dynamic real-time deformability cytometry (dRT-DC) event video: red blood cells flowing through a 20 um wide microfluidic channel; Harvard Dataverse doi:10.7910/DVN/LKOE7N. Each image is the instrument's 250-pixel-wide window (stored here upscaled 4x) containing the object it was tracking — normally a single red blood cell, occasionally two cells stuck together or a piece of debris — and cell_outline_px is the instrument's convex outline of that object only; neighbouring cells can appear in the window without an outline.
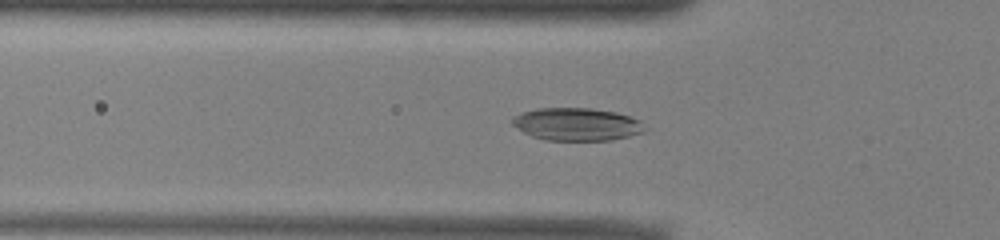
{"species": "common noctule bat (a hibernating species)", "species_latin": "Nyctalus noctula", "temperature_condition": "warm", "stored_images_in_passage": 52, "camera_frame_rate_fps": 3000, "um_per_image_px": 0.085, "animal": {"sex": "male", "body_mass_g": 13.0, "forearm_length_mm": 53.1}, "frame": {"image": 1, "passage_image": 17, "time_ms": 5.333, "image_size_px": [1000, 240], "cell_outline_px": [[648, 128], [644, 132], [612, 140], [544, 140], [532, 136], [524, 132], [512, 124], [512, 116], [536, 108], [592, 108], [616, 112], [640, 120]], "centroid_in_image_um": [49.05, 10.56], "position_along_channel_um": 76.7, "area_um2": 25.32}}
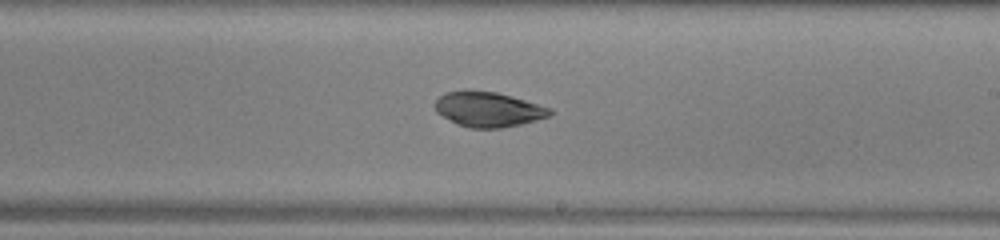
{"frame": {"image": 2, "passage_image": 30, "time_ms": 9.667, "image_size_px": [1000, 240], "cell_outline_px": [[552, 116], [520, 124], [500, 128], [472, 128], [456, 124], [436, 112], [432, 104], [444, 92], [464, 88], [472, 88], [496, 92], [512, 96], [552, 108]], "centroid_in_image_um": [41.45, 9.26], "position_along_channel_um": 247.5, "area_um2": 24.04}}
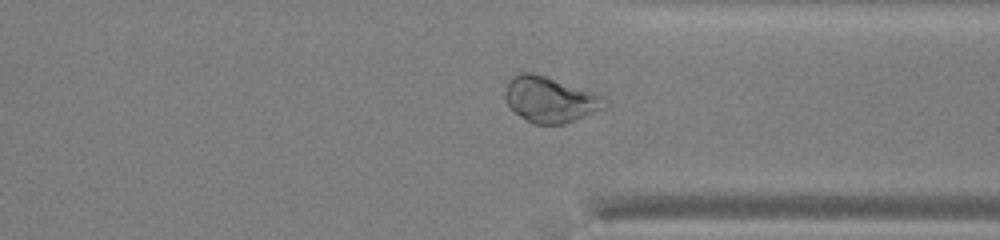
{"frame": {"image": 3, "passage_image": 39, "time_ms": 12.667, "image_size_px": [1000, 240], "cell_outline_px": [[608, 104], [604, 108], [564, 124], [532, 124], [520, 116], [508, 104], [504, 96], [504, 92], [508, 80], [512, 76], [520, 72], [532, 72], [600, 92], [608, 100]], "centroid_in_image_um": [46.8, 8.43], "position_along_channel_um": 364.6, "area_um2": 26.99}, "authors_computed_cell_mechanics": {"area_um2": 26.1834, "velocity_mm_per_s": 3.9299, "shape_relaxation_time_tau1_ms": 4.2658, "shape_relaxation_time_tau2_ms": 3.0998, "deformation_change_tau1": 0.0915, "deformation_change_tau2": 0.0469}}